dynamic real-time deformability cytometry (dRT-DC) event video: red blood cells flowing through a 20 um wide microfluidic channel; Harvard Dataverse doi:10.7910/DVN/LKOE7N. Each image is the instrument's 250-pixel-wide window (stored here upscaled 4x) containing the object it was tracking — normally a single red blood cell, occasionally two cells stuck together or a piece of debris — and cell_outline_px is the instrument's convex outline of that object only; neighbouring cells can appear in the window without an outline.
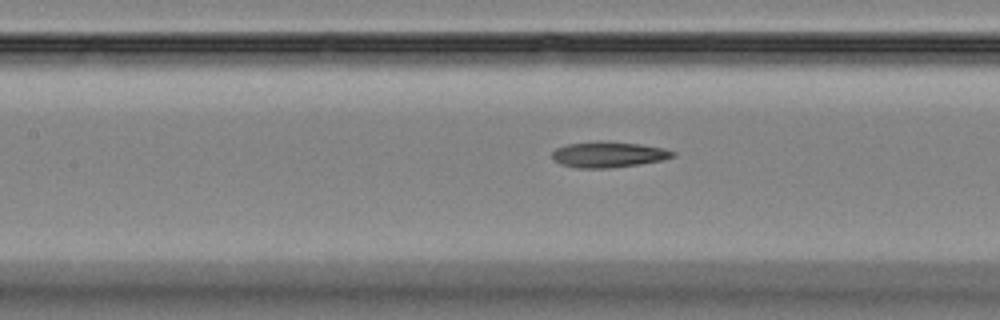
{"species": "Egyptian fruit bat (a non-hibernating species)", "species_latin": "Rousettus aegyptiacus", "temperature_condition": "room temperature", "stored_images_in_passage": 42, "segment_of_instrument_passage": [1, 2], "camera_frame_rate_fps": 3000, "um_per_image_px": 0.085, "animal": {"sex": "female"}, "frame": {"image": 1, "passage_image": 11, "time_ms": 3.333, "image_size_px": [1000, 320], "cell_outline_px": [[676, 156], [664, 160], [640, 164], [608, 168], [576, 168], [560, 164], [552, 160], [552, 152], [556, 148], [568, 144], [600, 140], [640, 144], [664, 148], [676, 152]], "centroid_in_image_um": [51.72, 13.13], "position_along_channel_um": 155.7, "area_um2": 18.38}}
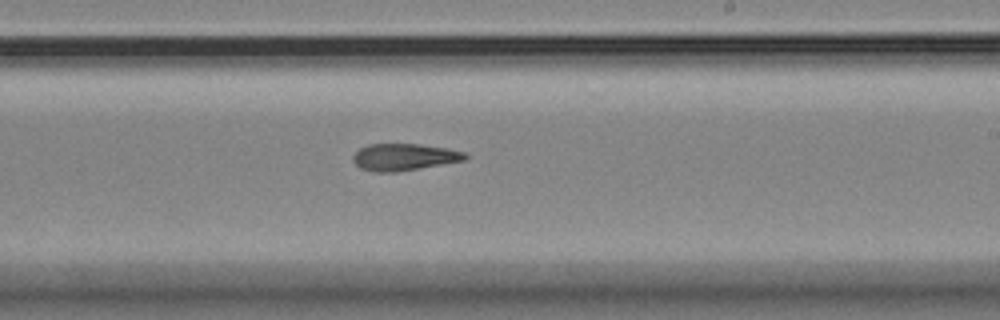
{"frame": {"image": 2, "passage_image": 19, "time_ms": 6.0, "image_size_px": [1000, 320], "cell_outline_px": [[468, 156], [464, 160], [420, 168], [396, 172], [372, 172], [360, 168], [352, 160], [352, 156], [360, 148], [368, 144], [420, 144], [448, 148], [464, 152]], "centroid_in_image_um": [34.32, 13.35], "position_along_channel_um": 254.7, "area_um2": 17.57}}
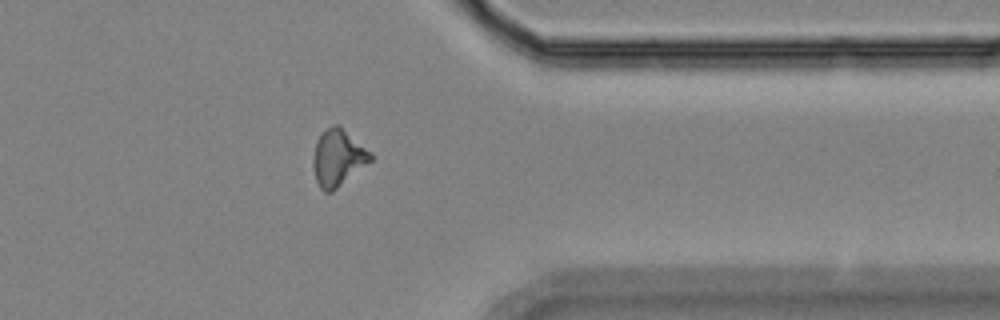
{"frame": {"image": 3, "passage_image": 30, "time_ms": 9.667, "image_size_px": [1000, 320], "cell_outline_px": [[376, 156], [372, 160], [332, 192], [324, 192], [320, 188], [316, 180], [312, 168], [312, 156], [316, 140], [324, 128], [332, 124], [336, 124], [372, 152]], "centroid_in_image_um": [28.7, 13.41], "position_along_channel_um": 382.7, "area_um2": 19.13}}